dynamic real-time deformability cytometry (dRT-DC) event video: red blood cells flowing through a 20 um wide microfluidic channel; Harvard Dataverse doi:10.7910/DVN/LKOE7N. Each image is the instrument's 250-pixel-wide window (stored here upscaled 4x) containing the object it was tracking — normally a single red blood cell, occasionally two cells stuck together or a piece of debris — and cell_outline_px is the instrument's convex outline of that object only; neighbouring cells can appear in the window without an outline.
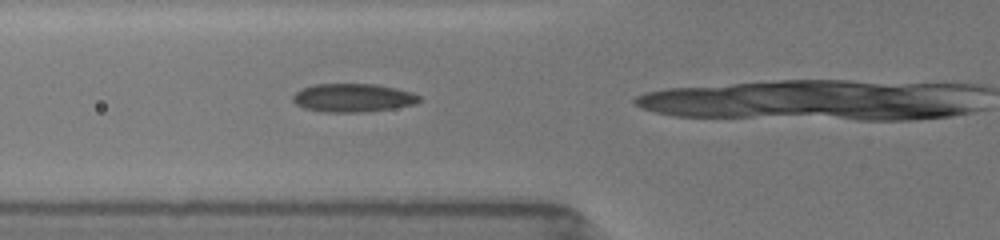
{"species": "common noctule bat (a hibernating species)", "species_latin": "Nyctalus noctula", "temperature_condition": "room temperature", "stored_images_in_passage": 8, "camera_frame_rate_fps": 3000, "um_per_image_px": 0.085, "animal": {"sex": "female", "body_mass_g": 19.5, "forearm_length_mm": 54.1}, "frame": {"image": 1, "passage_image": 8, "time_ms": 4.667, "image_size_px": [1000, 240], "cell_outline_px": [[420, 100], [412, 104], [392, 108], [360, 112], [324, 112], [304, 108], [296, 104], [292, 100], [292, 96], [296, 92], [304, 88], [316, 84], [376, 84], [396, 88], [412, 92], [420, 96]], "centroid_in_image_um": [29.98, 8.31], "position_along_channel_um": 95.8, "area_um2": 20.69}}